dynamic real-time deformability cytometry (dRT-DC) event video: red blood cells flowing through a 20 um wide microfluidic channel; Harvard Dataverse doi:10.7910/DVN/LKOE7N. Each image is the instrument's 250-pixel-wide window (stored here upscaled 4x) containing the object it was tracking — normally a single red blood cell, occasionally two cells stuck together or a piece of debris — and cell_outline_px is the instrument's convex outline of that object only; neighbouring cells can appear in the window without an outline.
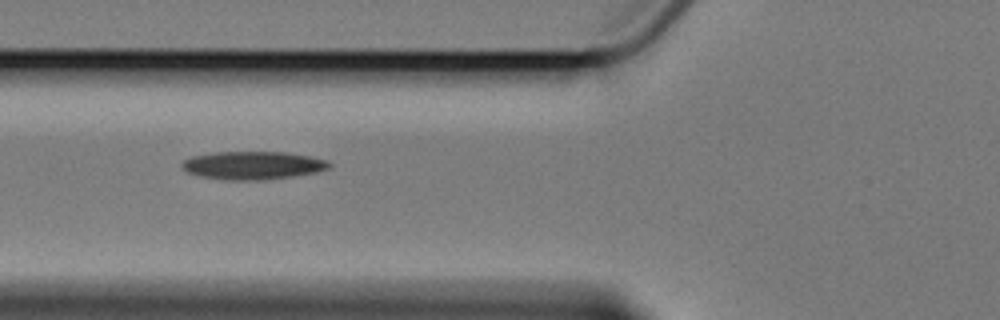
{"species": "Egyptian fruit bat (a non-hibernating species)", "species_latin": "Rousettus aegyptiacus", "temperature_condition": "cold", "stored_images_in_passage": 8, "camera_frame_rate_fps": 3000, "um_per_image_px": 0.085, "animal": {"sex": "female"}, "frame": {"image": 1, "passage_image": 4, "time_ms": 4.333, "image_size_px": [1000, 320], "cell_outline_px": [[332, 164], [328, 168], [316, 172], [292, 176], [264, 180], [224, 180], [200, 176], [188, 172], [180, 168], [180, 164], [184, 160], [192, 156], [212, 152], [284, 152], [308, 156], [328, 160]], "centroid_in_image_um": [21.45, 14.05], "position_along_channel_um": 104.4, "area_um2": 24.16}}
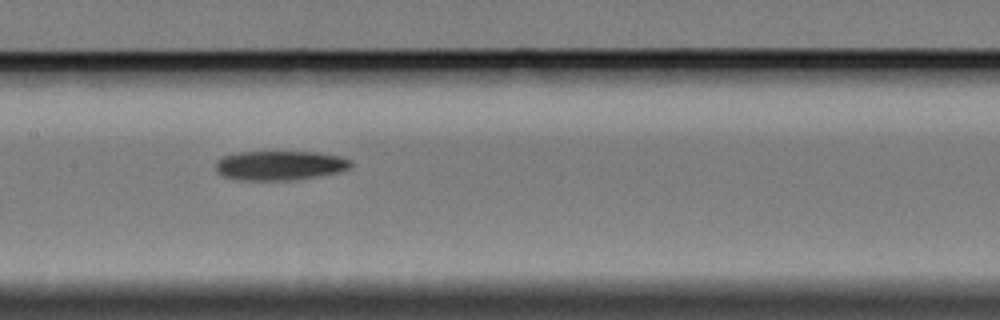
{"frame": {"image": 2, "passage_image": 6, "time_ms": 6.667, "image_size_px": [1000, 320], "cell_outline_px": [[352, 164], [348, 168], [336, 172], [296, 180], [240, 180], [224, 176], [216, 172], [216, 160], [220, 156], [240, 152], [316, 152], [340, 156], [352, 160]], "centroid_in_image_um": [23.74, 14.06], "position_along_channel_um": 183.7, "area_um2": 23.18}}
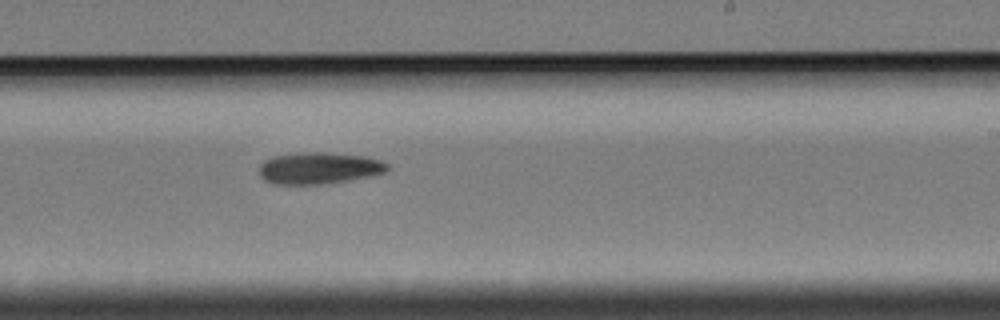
{"frame": {"image": 3, "passage_image": 8, "time_ms": 9.0, "image_size_px": [1000, 320], "cell_outline_px": [[388, 168], [384, 172], [348, 180], [320, 184], [272, 184], [264, 180], [260, 176], [260, 164], [264, 160], [272, 156], [300, 152], [328, 152], [364, 156], [380, 160], [388, 164]], "centroid_in_image_um": [27.05, 14.28], "position_along_channel_um": 261.9, "area_um2": 23.58}}